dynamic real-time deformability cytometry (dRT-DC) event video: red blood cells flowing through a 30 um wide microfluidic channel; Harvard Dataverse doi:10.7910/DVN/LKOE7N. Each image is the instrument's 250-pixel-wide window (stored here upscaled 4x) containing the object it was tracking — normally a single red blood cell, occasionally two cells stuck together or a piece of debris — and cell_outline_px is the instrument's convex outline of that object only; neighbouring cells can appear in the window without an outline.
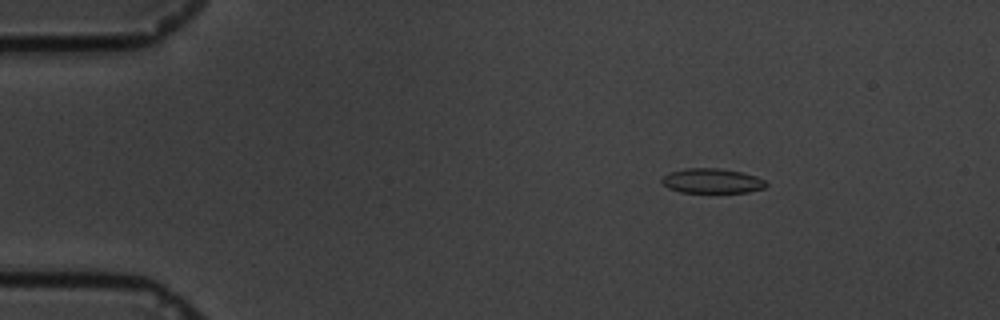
{"species": "common noctule bat (a hibernating species)", "species_latin": "Nyctalus noctula", "temperature_condition": "cold", "stored_images_in_passage": 44, "camera_frame_rate_fps": 3000, "um_per_image_px": 0.085, "animal": {"sex": "male", "body_mass_g": 19.5, "forearm_length_mm": 54.6}, "frame": {"image": 1, "passage_image": 1, "time_ms": 0.0, "image_size_px": [1000, 320], "cell_outline_px": [[768, 184], [764, 188], [748, 192], [680, 192], [668, 188], [660, 180], [668, 172], [688, 168], [720, 168], [740, 172], [756, 176], [764, 180]], "centroid_in_image_um": [60.51, 15.37], "position_along_channel_um": 24.5, "area_um2": 14.97}}
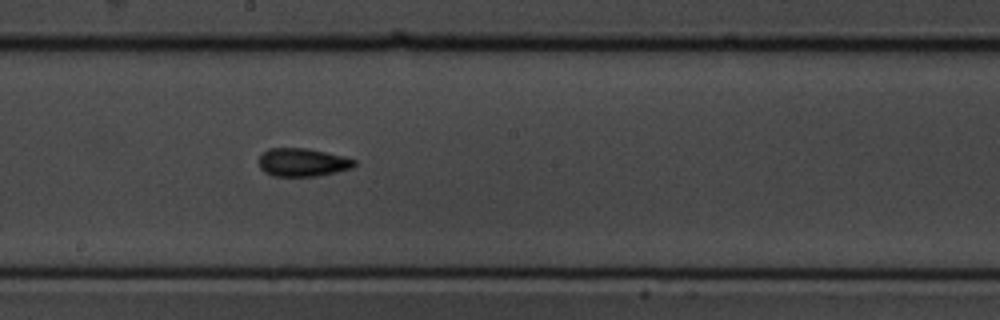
{"frame": {"image": 2, "passage_image": 25, "time_ms": 8.0, "image_size_px": [1000, 320], "cell_outline_px": [[356, 164], [352, 168], [336, 172], [316, 176], [272, 176], [264, 172], [260, 168], [260, 156], [268, 148], [308, 148], [356, 160]], "centroid_in_image_um": [25.7, 13.8], "position_along_channel_um": 222.5, "area_um2": 15.55}}
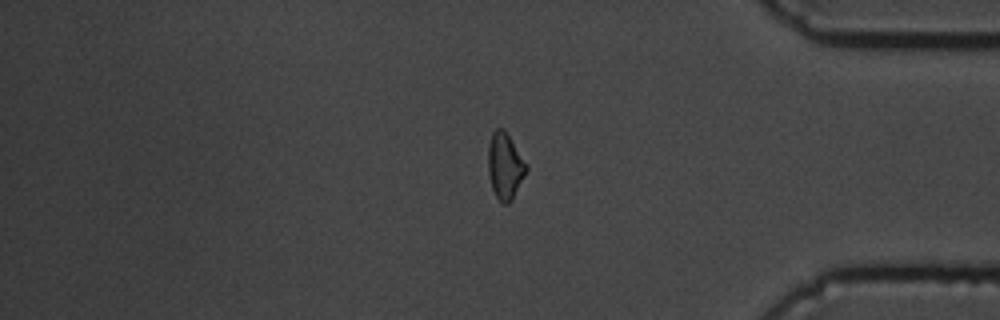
{"frame": {"image": 3, "passage_image": 42, "time_ms": 13.667, "image_size_px": [1000, 320], "cell_outline_px": [[528, 168], [512, 200], [508, 204], [500, 204], [492, 188], [488, 172], [488, 148], [492, 132], [496, 128], [504, 128], [528, 164]], "centroid_in_image_um": [42.93, 14.11], "position_along_channel_um": 392.3, "area_um2": 14.91}}